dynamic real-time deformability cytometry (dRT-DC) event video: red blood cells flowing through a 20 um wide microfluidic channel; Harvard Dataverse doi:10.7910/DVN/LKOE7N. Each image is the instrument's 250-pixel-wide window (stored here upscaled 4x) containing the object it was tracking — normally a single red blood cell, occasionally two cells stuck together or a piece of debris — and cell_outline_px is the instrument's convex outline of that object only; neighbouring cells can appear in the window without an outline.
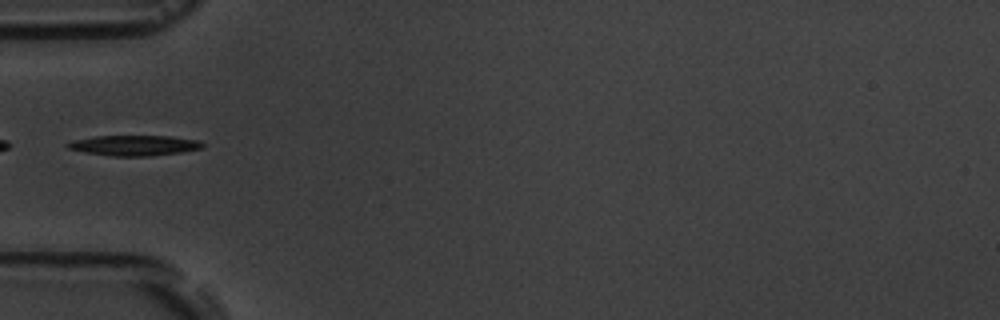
{"species": "common noctule bat (a hibernating species)", "species_latin": "Nyctalus noctula", "temperature_condition": "room temperature", "stored_images_in_passage": 12, "camera_frame_rate_fps": 3000, "um_per_image_px": 0.085, "animal": {"sex": "male", "body_mass_g": 19.5, "forearm_length_mm": 54.6}, "frame": {"image": 1, "passage_image": 1, "time_ms": 0.0, "image_size_px": [1000, 320], "cell_outline_px": [[204, 148], [180, 152], [148, 156], [112, 156], [84, 152], [68, 148], [64, 144], [72, 140], [96, 136], [172, 136], [200, 140], [204, 144]], "centroid_in_image_um": [11.42, 12.35], "position_along_channel_um": 73.6, "area_um2": 16.07}}
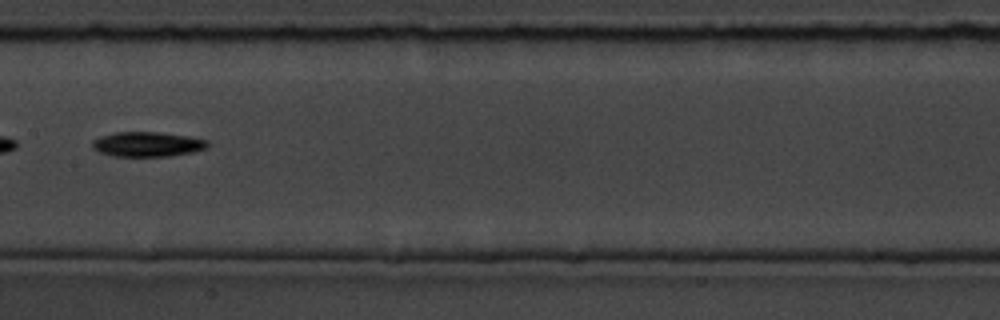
{"frame": {"image": 2, "passage_image": 4, "time_ms": 3.333, "image_size_px": [1000, 320], "cell_outline_px": [[208, 148], [192, 152], [168, 156], [112, 156], [100, 152], [92, 148], [92, 140], [100, 136], [116, 132], [156, 132], [188, 136], [208, 140]], "centroid_in_image_um": [12.51, 12.26], "position_along_channel_um": 194.9, "area_um2": 16.65}}
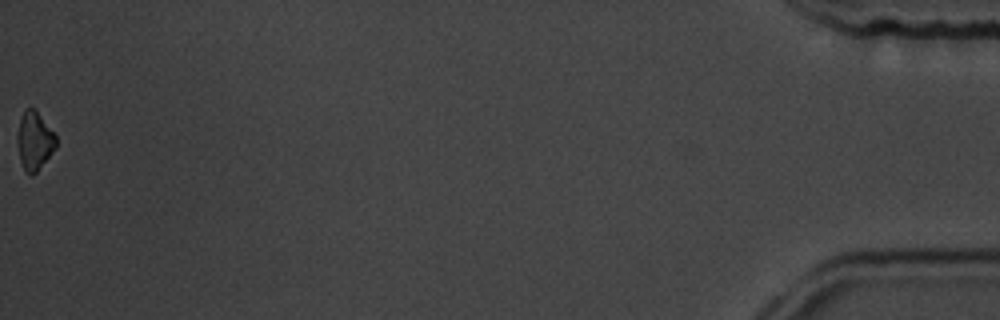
{"frame": {"image": 3, "passage_image": 12, "time_ms": 12.667, "image_size_px": [1000, 320], "cell_outline_px": [[56, 148], [36, 172], [32, 176], [28, 176], [20, 160], [16, 140], [16, 136], [20, 120], [24, 108], [36, 108], [56, 136]], "centroid_in_image_um": [2.91, 11.95], "position_along_channel_um": 432.3, "area_um2": 13.29}}